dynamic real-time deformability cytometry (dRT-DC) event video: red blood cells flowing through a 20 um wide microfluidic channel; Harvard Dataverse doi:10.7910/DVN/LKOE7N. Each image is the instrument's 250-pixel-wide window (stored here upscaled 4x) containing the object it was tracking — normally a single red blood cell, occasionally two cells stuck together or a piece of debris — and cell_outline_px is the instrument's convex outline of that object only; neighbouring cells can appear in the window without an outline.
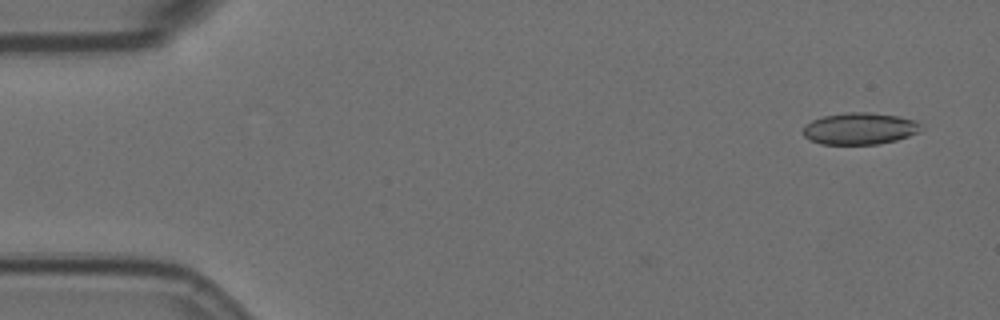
{"species": "Egyptian fruit bat (a non-hibernating species)", "species_latin": "Rousettus aegyptiacus", "temperature_condition": "room temperature", "stored_images_in_passage": 2, "camera_frame_rate_fps": 3000, "um_per_image_px": 0.085, "animal": {"sex": "female"}, "frame": {"image": 1, "passage_image": 2, "time_ms": 0.333, "image_size_px": [1000, 320], "cell_outline_px": [[920, 132], [896, 140], [880, 144], [820, 144], [808, 140], [804, 136], [804, 128], [812, 120], [824, 116], [848, 112], [868, 112], [900, 116], [916, 120], [920, 124]], "centroid_in_image_um": [73.1, 10.93], "position_along_channel_um": 11.9, "area_um2": 21.85}}